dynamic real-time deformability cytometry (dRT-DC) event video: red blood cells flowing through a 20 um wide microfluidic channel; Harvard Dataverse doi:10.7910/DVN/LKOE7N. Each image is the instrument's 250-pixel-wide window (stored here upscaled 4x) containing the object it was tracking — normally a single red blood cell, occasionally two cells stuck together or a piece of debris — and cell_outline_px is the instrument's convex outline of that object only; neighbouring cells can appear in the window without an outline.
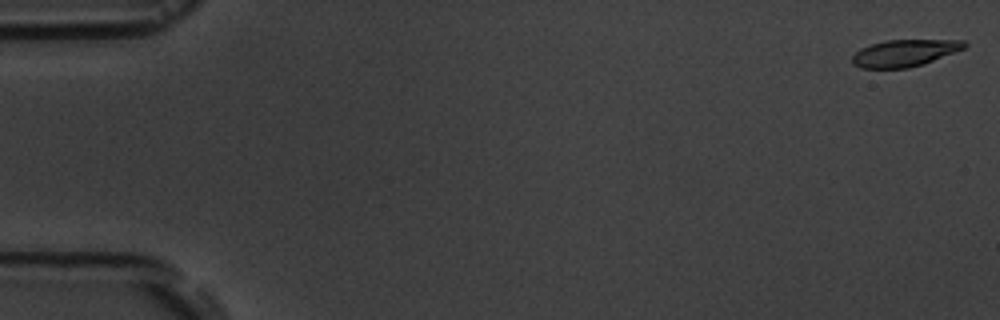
{"species": "common noctule bat (a hibernating species)", "species_latin": "Nyctalus noctula", "temperature_condition": "room temperature", "stored_images_in_passage": 10, "camera_frame_rate_fps": 3000, "um_per_image_px": 0.085, "animal": {"sex": "male", "body_mass_g": 19.5, "forearm_length_mm": 54.6}, "frame": {"image": 1, "passage_image": 1, "time_ms": 0.0, "image_size_px": [1000, 320], "cell_outline_px": [[968, 44], [964, 48], [924, 64], [908, 68], [860, 68], [852, 64], [852, 56], [860, 48], [872, 44], [888, 40], [964, 40]], "centroid_in_image_um": [76.87, 4.51], "position_along_channel_um": 8.1, "area_um2": 17.51}}
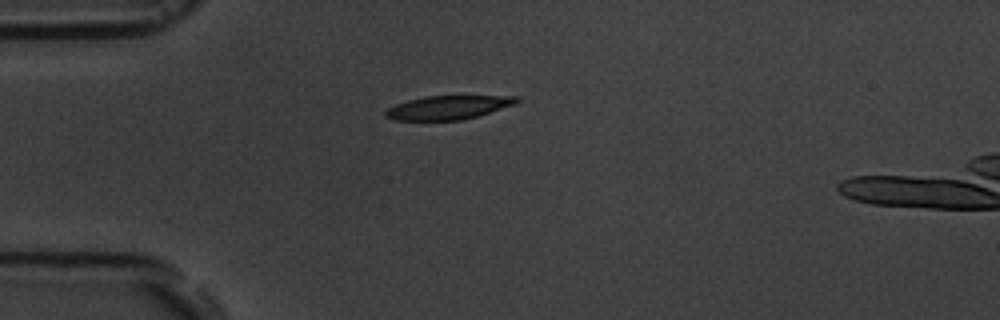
{"frame": {"image": 2, "passage_image": 5, "time_ms": 4.667, "image_size_px": [1000, 320], "cell_outline_px": [[520, 100], [516, 104], [476, 116], [460, 120], [392, 120], [384, 116], [384, 112], [388, 108], [396, 104], [408, 100], [428, 96], [520, 96]], "centroid_in_image_um": [38.08, 9.13], "position_along_channel_um": 46.9, "area_um2": 18.03}}
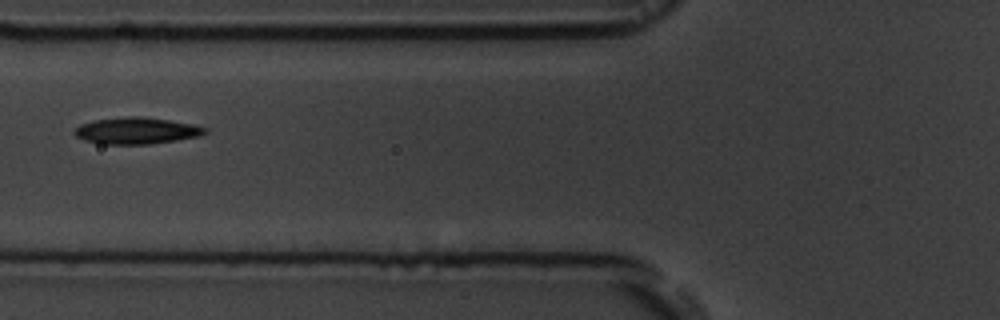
{"frame": {"image": 3, "passage_image": 7, "time_ms": 7.0, "image_size_px": [1000, 320], "cell_outline_px": [[208, 132], [200, 136], [176, 140], [148, 144], [100, 144], [84, 140], [76, 136], [72, 132], [80, 124], [96, 120], [128, 116], [144, 116], [192, 124], [208, 128]], "centroid_in_image_um": [11.6, 11.11], "position_along_channel_um": 114.2, "area_um2": 20.23}}